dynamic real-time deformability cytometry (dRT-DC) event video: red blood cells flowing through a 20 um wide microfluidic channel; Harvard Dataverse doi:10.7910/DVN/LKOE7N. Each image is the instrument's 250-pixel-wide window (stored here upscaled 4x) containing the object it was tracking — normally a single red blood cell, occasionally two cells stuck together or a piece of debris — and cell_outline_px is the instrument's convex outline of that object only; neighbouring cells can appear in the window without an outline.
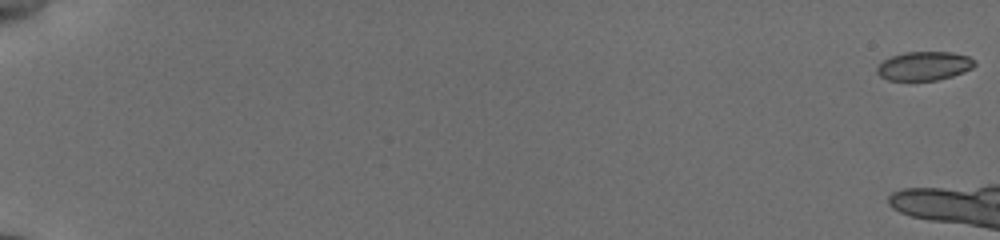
{"species": "common noctule bat (a hibernating species)", "species_latin": "Nyctalus noctula", "temperature_condition": "cold", "stored_images_in_passage": 6, "camera_frame_rate_fps": 3000, "um_per_image_px": 0.085, "animal": {"sex": "female", "body_mass_g": 19.5, "forearm_length_mm": 54.1}, "frame": {"image": 1, "passage_image": 1, "time_ms": 0.0, "image_size_px": [1000, 240], "cell_outline_px": [[976, 64], [972, 68], [964, 72], [952, 76], [936, 80], [888, 80], [880, 76], [876, 72], [876, 68], [884, 60], [892, 56], [904, 52], [952, 52], [968, 56], [976, 60]], "centroid_in_image_um": [78.57, 5.6], "position_along_channel_um": 6.4, "area_um2": 16.42}}